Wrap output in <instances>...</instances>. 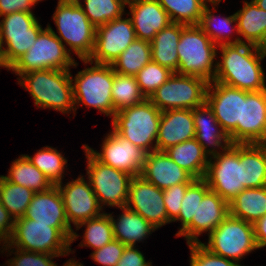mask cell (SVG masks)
Wrapping results in <instances>:
<instances>
[{
	"label": "cell",
	"mask_w": 266,
	"mask_h": 266,
	"mask_svg": "<svg viewBox=\"0 0 266 266\" xmlns=\"http://www.w3.org/2000/svg\"><path fill=\"white\" fill-rule=\"evenodd\" d=\"M126 206L140 214L157 229L170 223L163 201V190L140 175L131 180Z\"/></svg>",
	"instance_id": "cell-18"
},
{
	"label": "cell",
	"mask_w": 266,
	"mask_h": 266,
	"mask_svg": "<svg viewBox=\"0 0 266 266\" xmlns=\"http://www.w3.org/2000/svg\"><path fill=\"white\" fill-rule=\"evenodd\" d=\"M84 2L85 8L81 2L79 4L96 28L121 17L127 4L125 0H84Z\"/></svg>",
	"instance_id": "cell-41"
},
{
	"label": "cell",
	"mask_w": 266,
	"mask_h": 266,
	"mask_svg": "<svg viewBox=\"0 0 266 266\" xmlns=\"http://www.w3.org/2000/svg\"><path fill=\"white\" fill-rule=\"evenodd\" d=\"M136 246H126L116 266H152V262H146L144 255Z\"/></svg>",
	"instance_id": "cell-48"
},
{
	"label": "cell",
	"mask_w": 266,
	"mask_h": 266,
	"mask_svg": "<svg viewBox=\"0 0 266 266\" xmlns=\"http://www.w3.org/2000/svg\"><path fill=\"white\" fill-rule=\"evenodd\" d=\"M82 226H86V229L80 247L87 246L96 250L114 240L113 227L108 213L103 212L96 218L80 223L76 226V230Z\"/></svg>",
	"instance_id": "cell-39"
},
{
	"label": "cell",
	"mask_w": 266,
	"mask_h": 266,
	"mask_svg": "<svg viewBox=\"0 0 266 266\" xmlns=\"http://www.w3.org/2000/svg\"><path fill=\"white\" fill-rule=\"evenodd\" d=\"M209 7L210 6L207 4L204 7L203 14L201 15V20L198 26L211 39V41L217 46L223 44L244 43V41L238 36L234 40H231L232 36H230V34L233 33L232 31L235 30L236 33H238L235 13L233 15H230L229 17L220 18V20L218 21L216 17L219 16H215L214 12H212L213 10H211ZM233 23H236L235 26L232 25Z\"/></svg>",
	"instance_id": "cell-34"
},
{
	"label": "cell",
	"mask_w": 266,
	"mask_h": 266,
	"mask_svg": "<svg viewBox=\"0 0 266 266\" xmlns=\"http://www.w3.org/2000/svg\"><path fill=\"white\" fill-rule=\"evenodd\" d=\"M65 45L48 25L39 33L32 47L12 64L11 70L20 77L37 70H70L71 66L75 68L78 63Z\"/></svg>",
	"instance_id": "cell-7"
},
{
	"label": "cell",
	"mask_w": 266,
	"mask_h": 266,
	"mask_svg": "<svg viewBox=\"0 0 266 266\" xmlns=\"http://www.w3.org/2000/svg\"><path fill=\"white\" fill-rule=\"evenodd\" d=\"M125 247L126 245L114 239L103 247L94 250L91 253V257L94 262L102 266H116L123 255Z\"/></svg>",
	"instance_id": "cell-46"
},
{
	"label": "cell",
	"mask_w": 266,
	"mask_h": 266,
	"mask_svg": "<svg viewBox=\"0 0 266 266\" xmlns=\"http://www.w3.org/2000/svg\"><path fill=\"white\" fill-rule=\"evenodd\" d=\"M203 179L227 203L244 190L240 144H231L221 153L211 156Z\"/></svg>",
	"instance_id": "cell-12"
},
{
	"label": "cell",
	"mask_w": 266,
	"mask_h": 266,
	"mask_svg": "<svg viewBox=\"0 0 266 266\" xmlns=\"http://www.w3.org/2000/svg\"><path fill=\"white\" fill-rule=\"evenodd\" d=\"M127 5L137 39L151 42L159 31L172 23L158 0H131Z\"/></svg>",
	"instance_id": "cell-21"
},
{
	"label": "cell",
	"mask_w": 266,
	"mask_h": 266,
	"mask_svg": "<svg viewBox=\"0 0 266 266\" xmlns=\"http://www.w3.org/2000/svg\"><path fill=\"white\" fill-rule=\"evenodd\" d=\"M221 61H217L214 82L246 91L266 90L261 61L265 58L254 45L223 44Z\"/></svg>",
	"instance_id": "cell-1"
},
{
	"label": "cell",
	"mask_w": 266,
	"mask_h": 266,
	"mask_svg": "<svg viewBox=\"0 0 266 266\" xmlns=\"http://www.w3.org/2000/svg\"><path fill=\"white\" fill-rule=\"evenodd\" d=\"M146 181L161 190L183 183H192L195 179L178 166L165 151L147 153L141 175Z\"/></svg>",
	"instance_id": "cell-22"
},
{
	"label": "cell",
	"mask_w": 266,
	"mask_h": 266,
	"mask_svg": "<svg viewBox=\"0 0 266 266\" xmlns=\"http://www.w3.org/2000/svg\"><path fill=\"white\" fill-rule=\"evenodd\" d=\"M151 61V43L136 38L111 65L114 72L135 76Z\"/></svg>",
	"instance_id": "cell-35"
},
{
	"label": "cell",
	"mask_w": 266,
	"mask_h": 266,
	"mask_svg": "<svg viewBox=\"0 0 266 266\" xmlns=\"http://www.w3.org/2000/svg\"><path fill=\"white\" fill-rule=\"evenodd\" d=\"M203 246L214 254L239 262L258 249L252 223L229 215L209 235Z\"/></svg>",
	"instance_id": "cell-9"
},
{
	"label": "cell",
	"mask_w": 266,
	"mask_h": 266,
	"mask_svg": "<svg viewBox=\"0 0 266 266\" xmlns=\"http://www.w3.org/2000/svg\"><path fill=\"white\" fill-rule=\"evenodd\" d=\"M42 0H0V17L13 12H32V6Z\"/></svg>",
	"instance_id": "cell-47"
},
{
	"label": "cell",
	"mask_w": 266,
	"mask_h": 266,
	"mask_svg": "<svg viewBox=\"0 0 266 266\" xmlns=\"http://www.w3.org/2000/svg\"><path fill=\"white\" fill-rule=\"evenodd\" d=\"M266 143V90L246 91L241 123H237V144Z\"/></svg>",
	"instance_id": "cell-19"
},
{
	"label": "cell",
	"mask_w": 266,
	"mask_h": 266,
	"mask_svg": "<svg viewBox=\"0 0 266 266\" xmlns=\"http://www.w3.org/2000/svg\"><path fill=\"white\" fill-rule=\"evenodd\" d=\"M255 47L263 56L266 57V31L264 32L261 40Z\"/></svg>",
	"instance_id": "cell-52"
},
{
	"label": "cell",
	"mask_w": 266,
	"mask_h": 266,
	"mask_svg": "<svg viewBox=\"0 0 266 266\" xmlns=\"http://www.w3.org/2000/svg\"><path fill=\"white\" fill-rule=\"evenodd\" d=\"M217 49L218 46L198 25L181 24V35L177 46L179 64L176 73L197 76L209 83L213 82L217 68V61L214 63Z\"/></svg>",
	"instance_id": "cell-4"
},
{
	"label": "cell",
	"mask_w": 266,
	"mask_h": 266,
	"mask_svg": "<svg viewBox=\"0 0 266 266\" xmlns=\"http://www.w3.org/2000/svg\"><path fill=\"white\" fill-rule=\"evenodd\" d=\"M2 17L0 39L6 45V57L12 65L32 47L43 28L33 13L18 11Z\"/></svg>",
	"instance_id": "cell-14"
},
{
	"label": "cell",
	"mask_w": 266,
	"mask_h": 266,
	"mask_svg": "<svg viewBox=\"0 0 266 266\" xmlns=\"http://www.w3.org/2000/svg\"><path fill=\"white\" fill-rule=\"evenodd\" d=\"M115 72L112 65L97 64L79 71L74 78L71 75L73 96L76 105L98 109L106 116H114L112 86ZM74 81V83H73Z\"/></svg>",
	"instance_id": "cell-6"
},
{
	"label": "cell",
	"mask_w": 266,
	"mask_h": 266,
	"mask_svg": "<svg viewBox=\"0 0 266 266\" xmlns=\"http://www.w3.org/2000/svg\"><path fill=\"white\" fill-rule=\"evenodd\" d=\"M193 118L195 124V139L208 156L211 157L216 155L219 153L217 151L218 148L220 150L221 147L222 150H225L232 144L229 136L222 129L215 114L206 102L193 109Z\"/></svg>",
	"instance_id": "cell-24"
},
{
	"label": "cell",
	"mask_w": 266,
	"mask_h": 266,
	"mask_svg": "<svg viewBox=\"0 0 266 266\" xmlns=\"http://www.w3.org/2000/svg\"><path fill=\"white\" fill-rule=\"evenodd\" d=\"M83 146L101 163L126 172L132 177L141 175L147 152L121 137L114 130L105 137L101 152L93 150L88 145Z\"/></svg>",
	"instance_id": "cell-16"
},
{
	"label": "cell",
	"mask_w": 266,
	"mask_h": 266,
	"mask_svg": "<svg viewBox=\"0 0 266 266\" xmlns=\"http://www.w3.org/2000/svg\"><path fill=\"white\" fill-rule=\"evenodd\" d=\"M230 215L254 224L266 215V186L242 190L230 203Z\"/></svg>",
	"instance_id": "cell-30"
},
{
	"label": "cell",
	"mask_w": 266,
	"mask_h": 266,
	"mask_svg": "<svg viewBox=\"0 0 266 266\" xmlns=\"http://www.w3.org/2000/svg\"><path fill=\"white\" fill-rule=\"evenodd\" d=\"M24 217L35 223L50 224L51 227H70L57 185L43 192H35Z\"/></svg>",
	"instance_id": "cell-23"
},
{
	"label": "cell",
	"mask_w": 266,
	"mask_h": 266,
	"mask_svg": "<svg viewBox=\"0 0 266 266\" xmlns=\"http://www.w3.org/2000/svg\"><path fill=\"white\" fill-rule=\"evenodd\" d=\"M195 138L193 110L171 109L161 113L156 150L165 151L169 147Z\"/></svg>",
	"instance_id": "cell-20"
},
{
	"label": "cell",
	"mask_w": 266,
	"mask_h": 266,
	"mask_svg": "<svg viewBox=\"0 0 266 266\" xmlns=\"http://www.w3.org/2000/svg\"><path fill=\"white\" fill-rule=\"evenodd\" d=\"M171 22L198 25L207 0H158Z\"/></svg>",
	"instance_id": "cell-37"
},
{
	"label": "cell",
	"mask_w": 266,
	"mask_h": 266,
	"mask_svg": "<svg viewBox=\"0 0 266 266\" xmlns=\"http://www.w3.org/2000/svg\"><path fill=\"white\" fill-rule=\"evenodd\" d=\"M240 162L245 189L266 186V143L240 144Z\"/></svg>",
	"instance_id": "cell-27"
},
{
	"label": "cell",
	"mask_w": 266,
	"mask_h": 266,
	"mask_svg": "<svg viewBox=\"0 0 266 266\" xmlns=\"http://www.w3.org/2000/svg\"><path fill=\"white\" fill-rule=\"evenodd\" d=\"M111 92L115 113L126 107L138 105L146 100L135 76L115 72Z\"/></svg>",
	"instance_id": "cell-38"
},
{
	"label": "cell",
	"mask_w": 266,
	"mask_h": 266,
	"mask_svg": "<svg viewBox=\"0 0 266 266\" xmlns=\"http://www.w3.org/2000/svg\"><path fill=\"white\" fill-rule=\"evenodd\" d=\"M161 113L146 99L138 105L116 112L112 118L113 130L133 145L150 153L156 150Z\"/></svg>",
	"instance_id": "cell-5"
},
{
	"label": "cell",
	"mask_w": 266,
	"mask_h": 266,
	"mask_svg": "<svg viewBox=\"0 0 266 266\" xmlns=\"http://www.w3.org/2000/svg\"><path fill=\"white\" fill-rule=\"evenodd\" d=\"M14 218L9 214L5 207L0 203V232L8 238L14 228Z\"/></svg>",
	"instance_id": "cell-49"
},
{
	"label": "cell",
	"mask_w": 266,
	"mask_h": 266,
	"mask_svg": "<svg viewBox=\"0 0 266 266\" xmlns=\"http://www.w3.org/2000/svg\"><path fill=\"white\" fill-rule=\"evenodd\" d=\"M190 249V266H242L206 249L202 242L188 244Z\"/></svg>",
	"instance_id": "cell-43"
},
{
	"label": "cell",
	"mask_w": 266,
	"mask_h": 266,
	"mask_svg": "<svg viewBox=\"0 0 266 266\" xmlns=\"http://www.w3.org/2000/svg\"><path fill=\"white\" fill-rule=\"evenodd\" d=\"M3 247L4 248L1 252L8 250L9 248L10 250L12 248L13 250L17 249L15 253L13 252L15 257L6 262L8 266H57L52 259L59 257V255L29 252L15 247H6V245H3Z\"/></svg>",
	"instance_id": "cell-44"
},
{
	"label": "cell",
	"mask_w": 266,
	"mask_h": 266,
	"mask_svg": "<svg viewBox=\"0 0 266 266\" xmlns=\"http://www.w3.org/2000/svg\"><path fill=\"white\" fill-rule=\"evenodd\" d=\"M120 209L123 212L117 220L113 218L112 214H109V216L113 227L114 239L124 245L135 246L136 242L145 240L149 234L157 229L140 214L132 211L127 206Z\"/></svg>",
	"instance_id": "cell-26"
},
{
	"label": "cell",
	"mask_w": 266,
	"mask_h": 266,
	"mask_svg": "<svg viewBox=\"0 0 266 266\" xmlns=\"http://www.w3.org/2000/svg\"><path fill=\"white\" fill-rule=\"evenodd\" d=\"M165 152L194 179L204 178L210 157L195 138L171 146Z\"/></svg>",
	"instance_id": "cell-28"
},
{
	"label": "cell",
	"mask_w": 266,
	"mask_h": 266,
	"mask_svg": "<svg viewBox=\"0 0 266 266\" xmlns=\"http://www.w3.org/2000/svg\"><path fill=\"white\" fill-rule=\"evenodd\" d=\"M258 249L266 247V215L253 224Z\"/></svg>",
	"instance_id": "cell-50"
},
{
	"label": "cell",
	"mask_w": 266,
	"mask_h": 266,
	"mask_svg": "<svg viewBox=\"0 0 266 266\" xmlns=\"http://www.w3.org/2000/svg\"><path fill=\"white\" fill-rule=\"evenodd\" d=\"M53 185L62 183L67 160L57 149L46 146L35 153L34 156L25 155Z\"/></svg>",
	"instance_id": "cell-40"
},
{
	"label": "cell",
	"mask_w": 266,
	"mask_h": 266,
	"mask_svg": "<svg viewBox=\"0 0 266 266\" xmlns=\"http://www.w3.org/2000/svg\"><path fill=\"white\" fill-rule=\"evenodd\" d=\"M35 192L18 184L7 181L0 176V203L14 220L23 217Z\"/></svg>",
	"instance_id": "cell-36"
},
{
	"label": "cell",
	"mask_w": 266,
	"mask_h": 266,
	"mask_svg": "<svg viewBox=\"0 0 266 266\" xmlns=\"http://www.w3.org/2000/svg\"><path fill=\"white\" fill-rule=\"evenodd\" d=\"M78 237L72 227H51L23 216L15 220L6 247L16 246L29 252L66 256L72 251L71 243Z\"/></svg>",
	"instance_id": "cell-2"
},
{
	"label": "cell",
	"mask_w": 266,
	"mask_h": 266,
	"mask_svg": "<svg viewBox=\"0 0 266 266\" xmlns=\"http://www.w3.org/2000/svg\"><path fill=\"white\" fill-rule=\"evenodd\" d=\"M169 68L153 61L147 63L136 75V81L146 99L164 84L173 74Z\"/></svg>",
	"instance_id": "cell-42"
},
{
	"label": "cell",
	"mask_w": 266,
	"mask_h": 266,
	"mask_svg": "<svg viewBox=\"0 0 266 266\" xmlns=\"http://www.w3.org/2000/svg\"><path fill=\"white\" fill-rule=\"evenodd\" d=\"M3 177L34 192H43L54 186L24 154L12 162L8 175Z\"/></svg>",
	"instance_id": "cell-33"
},
{
	"label": "cell",
	"mask_w": 266,
	"mask_h": 266,
	"mask_svg": "<svg viewBox=\"0 0 266 266\" xmlns=\"http://www.w3.org/2000/svg\"><path fill=\"white\" fill-rule=\"evenodd\" d=\"M87 158V175L101 207H124L127 205L132 176L126 172L107 166L97 160L82 146Z\"/></svg>",
	"instance_id": "cell-11"
},
{
	"label": "cell",
	"mask_w": 266,
	"mask_h": 266,
	"mask_svg": "<svg viewBox=\"0 0 266 266\" xmlns=\"http://www.w3.org/2000/svg\"><path fill=\"white\" fill-rule=\"evenodd\" d=\"M238 35L246 44L256 46L266 31V11L260 9L253 0L245 1L243 8L236 13Z\"/></svg>",
	"instance_id": "cell-32"
},
{
	"label": "cell",
	"mask_w": 266,
	"mask_h": 266,
	"mask_svg": "<svg viewBox=\"0 0 266 266\" xmlns=\"http://www.w3.org/2000/svg\"><path fill=\"white\" fill-rule=\"evenodd\" d=\"M18 83L29 91L38 108L63 114L75 112L70 70H37L22 74Z\"/></svg>",
	"instance_id": "cell-3"
},
{
	"label": "cell",
	"mask_w": 266,
	"mask_h": 266,
	"mask_svg": "<svg viewBox=\"0 0 266 266\" xmlns=\"http://www.w3.org/2000/svg\"><path fill=\"white\" fill-rule=\"evenodd\" d=\"M180 35V23L172 22L159 31L150 42L152 61L169 68L172 72H177L179 64L177 46Z\"/></svg>",
	"instance_id": "cell-29"
},
{
	"label": "cell",
	"mask_w": 266,
	"mask_h": 266,
	"mask_svg": "<svg viewBox=\"0 0 266 266\" xmlns=\"http://www.w3.org/2000/svg\"><path fill=\"white\" fill-rule=\"evenodd\" d=\"M52 19L60 35L56 36L70 47L67 51H74L80 60H88L94 49L96 27L84 14L82 6L58 1Z\"/></svg>",
	"instance_id": "cell-8"
},
{
	"label": "cell",
	"mask_w": 266,
	"mask_h": 266,
	"mask_svg": "<svg viewBox=\"0 0 266 266\" xmlns=\"http://www.w3.org/2000/svg\"><path fill=\"white\" fill-rule=\"evenodd\" d=\"M57 187L63 198L66 217L70 227L71 223L76 227L82 222L103 214L100 212L103 209L90 183H87L82 175L71 182H67L65 186L59 183Z\"/></svg>",
	"instance_id": "cell-17"
},
{
	"label": "cell",
	"mask_w": 266,
	"mask_h": 266,
	"mask_svg": "<svg viewBox=\"0 0 266 266\" xmlns=\"http://www.w3.org/2000/svg\"><path fill=\"white\" fill-rule=\"evenodd\" d=\"M135 39L131 19L116 18L96 28L93 52L88 60L81 61L91 65L93 62L111 65Z\"/></svg>",
	"instance_id": "cell-13"
},
{
	"label": "cell",
	"mask_w": 266,
	"mask_h": 266,
	"mask_svg": "<svg viewBox=\"0 0 266 266\" xmlns=\"http://www.w3.org/2000/svg\"><path fill=\"white\" fill-rule=\"evenodd\" d=\"M208 83L205 79L174 72L149 98L161 111L190 109L206 102Z\"/></svg>",
	"instance_id": "cell-10"
},
{
	"label": "cell",
	"mask_w": 266,
	"mask_h": 266,
	"mask_svg": "<svg viewBox=\"0 0 266 266\" xmlns=\"http://www.w3.org/2000/svg\"><path fill=\"white\" fill-rule=\"evenodd\" d=\"M3 42L0 39V67H5L7 70H11L12 65L9 63L6 53H5V46H3ZM4 47V48H3Z\"/></svg>",
	"instance_id": "cell-51"
},
{
	"label": "cell",
	"mask_w": 266,
	"mask_h": 266,
	"mask_svg": "<svg viewBox=\"0 0 266 266\" xmlns=\"http://www.w3.org/2000/svg\"><path fill=\"white\" fill-rule=\"evenodd\" d=\"M210 190L204 179H195L187 188L185 196L181 202L180 213L173 221H180L181 228L175 234L184 236L187 244L192 243V219H196V209L198 203L203 200L204 195Z\"/></svg>",
	"instance_id": "cell-31"
},
{
	"label": "cell",
	"mask_w": 266,
	"mask_h": 266,
	"mask_svg": "<svg viewBox=\"0 0 266 266\" xmlns=\"http://www.w3.org/2000/svg\"><path fill=\"white\" fill-rule=\"evenodd\" d=\"M245 97L246 90L214 81L208 83L206 103L232 144H237V123H241L242 100Z\"/></svg>",
	"instance_id": "cell-15"
},
{
	"label": "cell",
	"mask_w": 266,
	"mask_h": 266,
	"mask_svg": "<svg viewBox=\"0 0 266 266\" xmlns=\"http://www.w3.org/2000/svg\"><path fill=\"white\" fill-rule=\"evenodd\" d=\"M58 1H63V2H70V3H80L81 0H58Z\"/></svg>",
	"instance_id": "cell-56"
},
{
	"label": "cell",
	"mask_w": 266,
	"mask_h": 266,
	"mask_svg": "<svg viewBox=\"0 0 266 266\" xmlns=\"http://www.w3.org/2000/svg\"><path fill=\"white\" fill-rule=\"evenodd\" d=\"M209 3H211V5H213V10H215V11H217L216 9H215V6L216 5H218L220 2H221V0H207Z\"/></svg>",
	"instance_id": "cell-54"
},
{
	"label": "cell",
	"mask_w": 266,
	"mask_h": 266,
	"mask_svg": "<svg viewBox=\"0 0 266 266\" xmlns=\"http://www.w3.org/2000/svg\"><path fill=\"white\" fill-rule=\"evenodd\" d=\"M1 241H2V244H7V238L0 232V244H1Z\"/></svg>",
	"instance_id": "cell-55"
},
{
	"label": "cell",
	"mask_w": 266,
	"mask_h": 266,
	"mask_svg": "<svg viewBox=\"0 0 266 266\" xmlns=\"http://www.w3.org/2000/svg\"><path fill=\"white\" fill-rule=\"evenodd\" d=\"M253 1L260 9L266 11V0H253Z\"/></svg>",
	"instance_id": "cell-53"
},
{
	"label": "cell",
	"mask_w": 266,
	"mask_h": 266,
	"mask_svg": "<svg viewBox=\"0 0 266 266\" xmlns=\"http://www.w3.org/2000/svg\"><path fill=\"white\" fill-rule=\"evenodd\" d=\"M229 215V203L210 189L198 203L196 219H192V243L201 242L199 235L203 232L209 235Z\"/></svg>",
	"instance_id": "cell-25"
},
{
	"label": "cell",
	"mask_w": 266,
	"mask_h": 266,
	"mask_svg": "<svg viewBox=\"0 0 266 266\" xmlns=\"http://www.w3.org/2000/svg\"><path fill=\"white\" fill-rule=\"evenodd\" d=\"M190 184L191 183L177 184L163 190V201L165 203L168 221L170 223L178 217L181 202Z\"/></svg>",
	"instance_id": "cell-45"
}]
</instances>
